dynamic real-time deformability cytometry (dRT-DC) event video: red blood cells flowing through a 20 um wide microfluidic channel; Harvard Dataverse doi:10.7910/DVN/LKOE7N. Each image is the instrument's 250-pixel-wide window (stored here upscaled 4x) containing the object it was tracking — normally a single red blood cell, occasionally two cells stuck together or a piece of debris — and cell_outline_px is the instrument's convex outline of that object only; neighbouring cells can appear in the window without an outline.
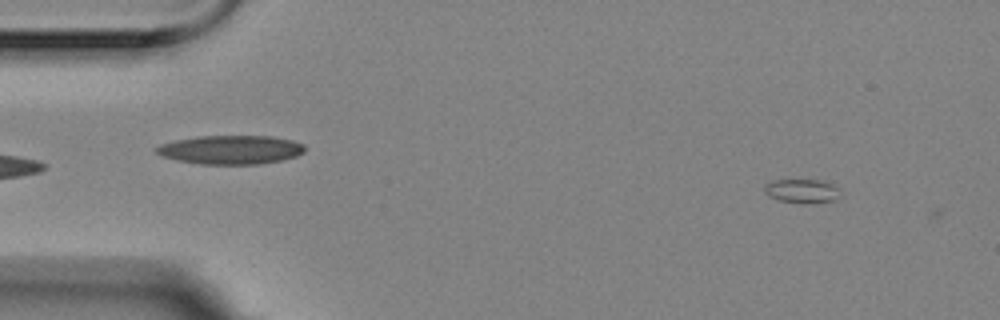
{"species": "Egyptian fruit bat (a non-hibernating species)", "species_latin": "Rousettus aegyptiacus", "temperature_condition": "room temperature", "stored_images_in_passage": 4, "camera_frame_rate_fps": 3000, "um_per_image_px": 0.085, "animal": {"sex": "female"}, "frame": {"image": 1, "passage_image": 1, "time_ms": 0.0, "image_size_px": [1000, 320], "cell_outline_px": [[844, 196], [836, 200], [812, 204], [804, 204], [780, 200], [768, 196], [764, 192], [764, 184], [772, 180], [824, 180], [832, 184]], "centroid_in_image_um": [68.2, 16.25], "position_along_channel_um": 16.8, "area_um2": 10.92}}